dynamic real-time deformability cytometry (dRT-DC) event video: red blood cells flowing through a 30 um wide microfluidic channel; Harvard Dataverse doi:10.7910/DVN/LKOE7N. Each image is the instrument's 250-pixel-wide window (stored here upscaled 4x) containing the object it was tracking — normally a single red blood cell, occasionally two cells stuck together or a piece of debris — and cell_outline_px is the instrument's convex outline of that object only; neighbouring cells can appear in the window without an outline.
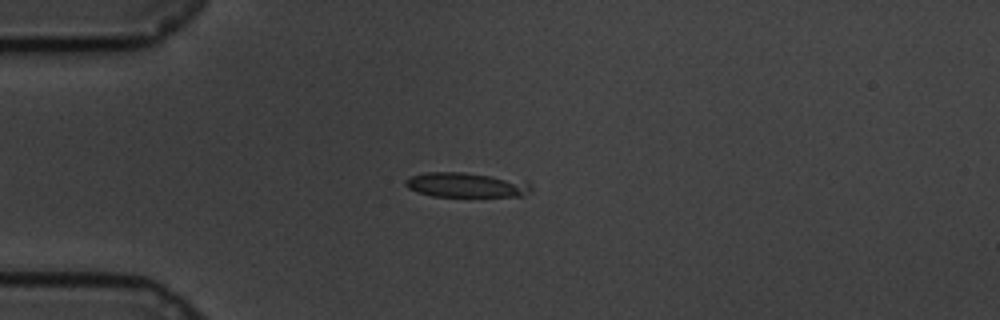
{"species": "common noctule bat (a hibernating species)", "species_latin": "Nyctalus noctula", "temperature_condition": "cold", "stored_images_in_passage": 19, "camera_frame_rate_fps": 3000, "um_per_image_px": 0.085, "animal": {"sex": "male", "body_mass_g": 19.5, "forearm_length_mm": 54.6}, "frame": {"image": 1, "passage_image": 16, "time_ms": 5.0, "image_size_px": [1000, 320], "cell_outline_px": [[532, 192], [524, 196], [432, 196], [416, 192], [408, 188], [404, 184], [404, 180], [408, 176], [424, 172], [464, 172], [488, 176], [528, 184], [532, 188]], "centroid_in_image_um": [39.47, 15.73], "position_along_channel_um": 45.5, "area_um2": 17.74}}